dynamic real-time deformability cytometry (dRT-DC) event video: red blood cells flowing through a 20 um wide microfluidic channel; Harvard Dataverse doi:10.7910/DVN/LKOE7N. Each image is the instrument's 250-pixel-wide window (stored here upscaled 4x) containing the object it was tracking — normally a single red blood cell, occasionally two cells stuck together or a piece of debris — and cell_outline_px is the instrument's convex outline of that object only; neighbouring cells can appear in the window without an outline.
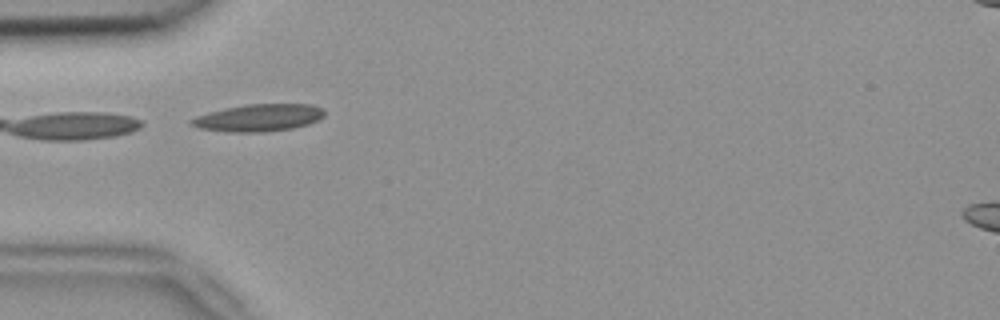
{"species": "common noctule bat (a hibernating species)", "species_latin": "Nyctalus noctula", "temperature_condition": "room temperature", "stored_images_in_passage": 1, "camera_frame_rate_fps": 3000, "um_per_image_px": 0.085, "animal": {"sex": "female", "body_mass_g": 18.4}, "frame": {"image": 1, "passage_image": 1, "time_ms": 0.0, "image_size_px": [1000, 320], "cell_outline_px": [[324, 116], [308, 124], [292, 128], [256, 132], [232, 132], [200, 128], [188, 124], [188, 120], [196, 116], [208, 112], [224, 108], [248, 104], [312, 104], [324, 108]], "centroid_in_image_um": [21.96, 9.99], "position_along_channel_um": 63.0, "area_um2": 21.04}}